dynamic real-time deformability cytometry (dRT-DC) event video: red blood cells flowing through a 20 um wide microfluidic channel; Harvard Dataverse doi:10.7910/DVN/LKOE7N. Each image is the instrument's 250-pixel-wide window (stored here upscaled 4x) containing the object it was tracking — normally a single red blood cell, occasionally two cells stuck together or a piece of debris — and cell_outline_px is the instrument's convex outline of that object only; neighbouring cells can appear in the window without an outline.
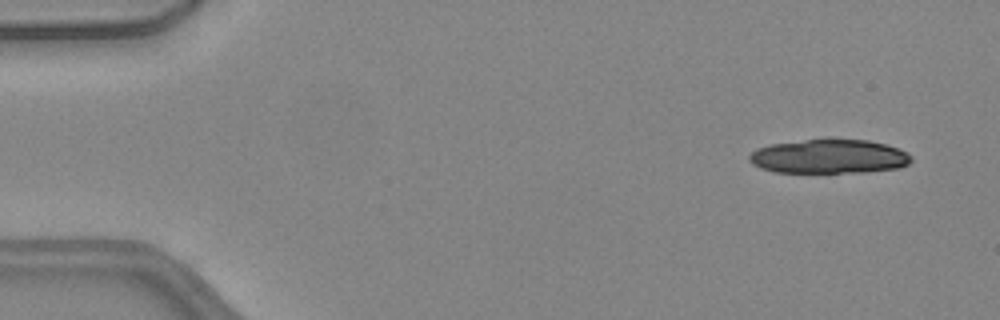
{"species": "common noctule bat (a hibernating species)", "species_latin": "Nyctalus noctula", "temperature_condition": "warm", "stored_images_in_passage": 48, "segment_of_instrument_passage": [1, 2], "camera_frame_rate_fps": 3000, "um_per_image_px": 0.085, "animal": {"sex": "female", "body_mass_g": 24.6, "forearm_length_mm": 56.2}, "frame": {"image": 1, "passage_image": 3, "time_ms": 0.667, "image_size_px": [1000, 320], "cell_outline_px": [[912, 160], [908, 164], [900, 168], [868, 172], [776, 172], [760, 168], [752, 164], [748, 160], [748, 156], [756, 148], [772, 144], [804, 140], [868, 140], [884, 144], [908, 152], [912, 156]], "centroid_in_image_um": [70.48, 13.31], "position_along_channel_um": 14.5, "area_um2": 32.08}}